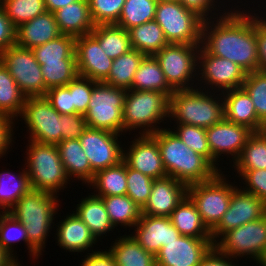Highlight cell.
Wrapping results in <instances>:
<instances>
[{
    "label": "cell",
    "instance_id": "obj_8",
    "mask_svg": "<svg viewBox=\"0 0 266 266\" xmlns=\"http://www.w3.org/2000/svg\"><path fill=\"white\" fill-rule=\"evenodd\" d=\"M126 90L94 81L84 115L89 128L103 129L124 136L123 108Z\"/></svg>",
    "mask_w": 266,
    "mask_h": 266
},
{
    "label": "cell",
    "instance_id": "obj_31",
    "mask_svg": "<svg viewBox=\"0 0 266 266\" xmlns=\"http://www.w3.org/2000/svg\"><path fill=\"white\" fill-rule=\"evenodd\" d=\"M131 90L159 91L168 97L174 90L168 85L159 62L154 56H145L134 74Z\"/></svg>",
    "mask_w": 266,
    "mask_h": 266
},
{
    "label": "cell",
    "instance_id": "obj_53",
    "mask_svg": "<svg viewBox=\"0 0 266 266\" xmlns=\"http://www.w3.org/2000/svg\"><path fill=\"white\" fill-rule=\"evenodd\" d=\"M88 128L85 116L81 114H63L62 141L79 139Z\"/></svg>",
    "mask_w": 266,
    "mask_h": 266
},
{
    "label": "cell",
    "instance_id": "obj_43",
    "mask_svg": "<svg viewBox=\"0 0 266 266\" xmlns=\"http://www.w3.org/2000/svg\"><path fill=\"white\" fill-rule=\"evenodd\" d=\"M0 4L16 28L47 11L44 0H0Z\"/></svg>",
    "mask_w": 266,
    "mask_h": 266
},
{
    "label": "cell",
    "instance_id": "obj_1",
    "mask_svg": "<svg viewBox=\"0 0 266 266\" xmlns=\"http://www.w3.org/2000/svg\"><path fill=\"white\" fill-rule=\"evenodd\" d=\"M246 2L243 6L238 4L233 7L231 4L232 7L221 17L205 20L201 46L209 54L226 58L249 73L258 71L259 66L255 12L265 7L258 4L259 9L255 7L256 10H251L249 6L250 10H247ZM244 6L245 9L241 8Z\"/></svg>",
    "mask_w": 266,
    "mask_h": 266
},
{
    "label": "cell",
    "instance_id": "obj_35",
    "mask_svg": "<svg viewBox=\"0 0 266 266\" xmlns=\"http://www.w3.org/2000/svg\"><path fill=\"white\" fill-rule=\"evenodd\" d=\"M110 221L116 228L131 229L138 223L141 216V208L128 195H114L101 197Z\"/></svg>",
    "mask_w": 266,
    "mask_h": 266
},
{
    "label": "cell",
    "instance_id": "obj_11",
    "mask_svg": "<svg viewBox=\"0 0 266 266\" xmlns=\"http://www.w3.org/2000/svg\"><path fill=\"white\" fill-rule=\"evenodd\" d=\"M200 46L169 43L154 55L168 85L174 91L197 87Z\"/></svg>",
    "mask_w": 266,
    "mask_h": 266
},
{
    "label": "cell",
    "instance_id": "obj_5",
    "mask_svg": "<svg viewBox=\"0 0 266 266\" xmlns=\"http://www.w3.org/2000/svg\"><path fill=\"white\" fill-rule=\"evenodd\" d=\"M168 108L169 97L163 92L127 90L123 108L124 135L128 131L131 135L132 130H140L138 134L143 135L163 129L162 125L168 122Z\"/></svg>",
    "mask_w": 266,
    "mask_h": 266
},
{
    "label": "cell",
    "instance_id": "obj_36",
    "mask_svg": "<svg viewBox=\"0 0 266 266\" xmlns=\"http://www.w3.org/2000/svg\"><path fill=\"white\" fill-rule=\"evenodd\" d=\"M90 34L113 60L132 49L128 31L116 24L96 25Z\"/></svg>",
    "mask_w": 266,
    "mask_h": 266
},
{
    "label": "cell",
    "instance_id": "obj_54",
    "mask_svg": "<svg viewBox=\"0 0 266 266\" xmlns=\"http://www.w3.org/2000/svg\"><path fill=\"white\" fill-rule=\"evenodd\" d=\"M14 122V120L0 114V159L6 158L8 152L12 151V145L14 147L13 143H15L14 139L16 138L14 137V130L16 129Z\"/></svg>",
    "mask_w": 266,
    "mask_h": 266
},
{
    "label": "cell",
    "instance_id": "obj_39",
    "mask_svg": "<svg viewBox=\"0 0 266 266\" xmlns=\"http://www.w3.org/2000/svg\"><path fill=\"white\" fill-rule=\"evenodd\" d=\"M25 98L14 78L0 62V114L18 123L16 120L23 110Z\"/></svg>",
    "mask_w": 266,
    "mask_h": 266
},
{
    "label": "cell",
    "instance_id": "obj_7",
    "mask_svg": "<svg viewBox=\"0 0 266 266\" xmlns=\"http://www.w3.org/2000/svg\"><path fill=\"white\" fill-rule=\"evenodd\" d=\"M214 247L232 259L245 258L256 262L257 266L266 264V215L224 233ZM252 258V259H251Z\"/></svg>",
    "mask_w": 266,
    "mask_h": 266
},
{
    "label": "cell",
    "instance_id": "obj_49",
    "mask_svg": "<svg viewBox=\"0 0 266 266\" xmlns=\"http://www.w3.org/2000/svg\"><path fill=\"white\" fill-rule=\"evenodd\" d=\"M222 1L221 0H179V2L186 9L193 11L200 18H202L204 21L210 20V19H216V18H219L222 15H224L230 9V7H232V6L228 7L226 2L227 3L231 2V3H234L235 5H237L238 3H241L243 6L242 0H240L241 2L236 0L237 3L232 2L233 0H228V1L222 0ZM219 5H221V6H219ZM223 5H225V6H223ZM220 9H223V10H220ZM220 11H222V12H220Z\"/></svg>",
    "mask_w": 266,
    "mask_h": 266
},
{
    "label": "cell",
    "instance_id": "obj_20",
    "mask_svg": "<svg viewBox=\"0 0 266 266\" xmlns=\"http://www.w3.org/2000/svg\"><path fill=\"white\" fill-rule=\"evenodd\" d=\"M78 75L103 82L109 75L113 59L108 57L99 42L91 35L75 37Z\"/></svg>",
    "mask_w": 266,
    "mask_h": 266
},
{
    "label": "cell",
    "instance_id": "obj_14",
    "mask_svg": "<svg viewBox=\"0 0 266 266\" xmlns=\"http://www.w3.org/2000/svg\"><path fill=\"white\" fill-rule=\"evenodd\" d=\"M0 62L26 97L46 95L48 89L45 87L41 65L31 49L15 44L0 54Z\"/></svg>",
    "mask_w": 266,
    "mask_h": 266
},
{
    "label": "cell",
    "instance_id": "obj_48",
    "mask_svg": "<svg viewBox=\"0 0 266 266\" xmlns=\"http://www.w3.org/2000/svg\"><path fill=\"white\" fill-rule=\"evenodd\" d=\"M126 0H88L95 25L117 24Z\"/></svg>",
    "mask_w": 266,
    "mask_h": 266
},
{
    "label": "cell",
    "instance_id": "obj_30",
    "mask_svg": "<svg viewBox=\"0 0 266 266\" xmlns=\"http://www.w3.org/2000/svg\"><path fill=\"white\" fill-rule=\"evenodd\" d=\"M107 248L116 266H156L155 255L144 250L131 234L117 236Z\"/></svg>",
    "mask_w": 266,
    "mask_h": 266
},
{
    "label": "cell",
    "instance_id": "obj_24",
    "mask_svg": "<svg viewBox=\"0 0 266 266\" xmlns=\"http://www.w3.org/2000/svg\"><path fill=\"white\" fill-rule=\"evenodd\" d=\"M224 103V119L248 127L253 132L266 130L259 120L253 102L247 92L241 87L222 92Z\"/></svg>",
    "mask_w": 266,
    "mask_h": 266
},
{
    "label": "cell",
    "instance_id": "obj_27",
    "mask_svg": "<svg viewBox=\"0 0 266 266\" xmlns=\"http://www.w3.org/2000/svg\"><path fill=\"white\" fill-rule=\"evenodd\" d=\"M61 34L79 37L90 34L96 26L88 0H78L54 12Z\"/></svg>",
    "mask_w": 266,
    "mask_h": 266
},
{
    "label": "cell",
    "instance_id": "obj_9",
    "mask_svg": "<svg viewBox=\"0 0 266 266\" xmlns=\"http://www.w3.org/2000/svg\"><path fill=\"white\" fill-rule=\"evenodd\" d=\"M224 172L213 179L188 186L187 195L196 205L203 223L211 231L227 211L232 193L238 186L228 180ZM227 176V177H226Z\"/></svg>",
    "mask_w": 266,
    "mask_h": 266
},
{
    "label": "cell",
    "instance_id": "obj_28",
    "mask_svg": "<svg viewBox=\"0 0 266 266\" xmlns=\"http://www.w3.org/2000/svg\"><path fill=\"white\" fill-rule=\"evenodd\" d=\"M57 148L68 178L72 182L77 180L78 183L81 181L83 185H88L95 172L91 169L79 139L63 140L57 144Z\"/></svg>",
    "mask_w": 266,
    "mask_h": 266
},
{
    "label": "cell",
    "instance_id": "obj_26",
    "mask_svg": "<svg viewBox=\"0 0 266 266\" xmlns=\"http://www.w3.org/2000/svg\"><path fill=\"white\" fill-rule=\"evenodd\" d=\"M91 194L82 197L73 212L90 229L95 239L103 242L101 239H104L107 234L109 236L110 231L113 232L117 228L110 221L103 199Z\"/></svg>",
    "mask_w": 266,
    "mask_h": 266
},
{
    "label": "cell",
    "instance_id": "obj_2",
    "mask_svg": "<svg viewBox=\"0 0 266 266\" xmlns=\"http://www.w3.org/2000/svg\"><path fill=\"white\" fill-rule=\"evenodd\" d=\"M151 135L158 142L167 176L189 186L209 181L219 173L204 156L187 147L168 126Z\"/></svg>",
    "mask_w": 266,
    "mask_h": 266
},
{
    "label": "cell",
    "instance_id": "obj_55",
    "mask_svg": "<svg viewBox=\"0 0 266 266\" xmlns=\"http://www.w3.org/2000/svg\"><path fill=\"white\" fill-rule=\"evenodd\" d=\"M259 13L261 14L259 15ZM262 13L264 11L256 13V40L259 57L258 71L266 72V14L264 13L262 15Z\"/></svg>",
    "mask_w": 266,
    "mask_h": 266
},
{
    "label": "cell",
    "instance_id": "obj_18",
    "mask_svg": "<svg viewBox=\"0 0 266 266\" xmlns=\"http://www.w3.org/2000/svg\"><path fill=\"white\" fill-rule=\"evenodd\" d=\"M135 136L129 146L124 145L123 161L154 180L167 177L156 139L151 134Z\"/></svg>",
    "mask_w": 266,
    "mask_h": 266
},
{
    "label": "cell",
    "instance_id": "obj_29",
    "mask_svg": "<svg viewBox=\"0 0 266 266\" xmlns=\"http://www.w3.org/2000/svg\"><path fill=\"white\" fill-rule=\"evenodd\" d=\"M170 219L173 226L183 236L211 238V231L203 223L196 205L188 195L172 211Z\"/></svg>",
    "mask_w": 266,
    "mask_h": 266
},
{
    "label": "cell",
    "instance_id": "obj_45",
    "mask_svg": "<svg viewBox=\"0 0 266 266\" xmlns=\"http://www.w3.org/2000/svg\"><path fill=\"white\" fill-rule=\"evenodd\" d=\"M242 88L250 96L257 117L266 126V72L247 73Z\"/></svg>",
    "mask_w": 266,
    "mask_h": 266
},
{
    "label": "cell",
    "instance_id": "obj_47",
    "mask_svg": "<svg viewBox=\"0 0 266 266\" xmlns=\"http://www.w3.org/2000/svg\"><path fill=\"white\" fill-rule=\"evenodd\" d=\"M126 178V195L142 209L149 199L154 179L142 174L140 171L130 168L127 164Z\"/></svg>",
    "mask_w": 266,
    "mask_h": 266
},
{
    "label": "cell",
    "instance_id": "obj_33",
    "mask_svg": "<svg viewBox=\"0 0 266 266\" xmlns=\"http://www.w3.org/2000/svg\"><path fill=\"white\" fill-rule=\"evenodd\" d=\"M86 187L92 188L95 192L93 194L98 197L126 195V163L121 161L115 166L97 171Z\"/></svg>",
    "mask_w": 266,
    "mask_h": 266
},
{
    "label": "cell",
    "instance_id": "obj_32",
    "mask_svg": "<svg viewBox=\"0 0 266 266\" xmlns=\"http://www.w3.org/2000/svg\"><path fill=\"white\" fill-rule=\"evenodd\" d=\"M7 169L0 172V213H8L31 188L25 165L17 173Z\"/></svg>",
    "mask_w": 266,
    "mask_h": 266
},
{
    "label": "cell",
    "instance_id": "obj_37",
    "mask_svg": "<svg viewBox=\"0 0 266 266\" xmlns=\"http://www.w3.org/2000/svg\"><path fill=\"white\" fill-rule=\"evenodd\" d=\"M22 241L27 246L29 258L35 263L34 260L41 258V255L28 243L26 228L9 213H0V245L18 263L21 261L18 260L14 246Z\"/></svg>",
    "mask_w": 266,
    "mask_h": 266
},
{
    "label": "cell",
    "instance_id": "obj_44",
    "mask_svg": "<svg viewBox=\"0 0 266 266\" xmlns=\"http://www.w3.org/2000/svg\"><path fill=\"white\" fill-rule=\"evenodd\" d=\"M41 70L47 89L66 86L78 75L76 60L45 62L41 65Z\"/></svg>",
    "mask_w": 266,
    "mask_h": 266
},
{
    "label": "cell",
    "instance_id": "obj_42",
    "mask_svg": "<svg viewBox=\"0 0 266 266\" xmlns=\"http://www.w3.org/2000/svg\"><path fill=\"white\" fill-rule=\"evenodd\" d=\"M157 2L158 0H126L116 25L128 31L155 20Z\"/></svg>",
    "mask_w": 266,
    "mask_h": 266
},
{
    "label": "cell",
    "instance_id": "obj_12",
    "mask_svg": "<svg viewBox=\"0 0 266 266\" xmlns=\"http://www.w3.org/2000/svg\"><path fill=\"white\" fill-rule=\"evenodd\" d=\"M19 119L17 121L26 125L29 140L54 145L62 141L63 114H59L45 96L26 97Z\"/></svg>",
    "mask_w": 266,
    "mask_h": 266
},
{
    "label": "cell",
    "instance_id": "obj_3",
    "mask_svg": "<svg viewBox=\"0 0 266 266\" xmlns=\"http://www.w3.org/2000/svg\"><path fill=\"white\" fill-rule=\"evenodd\" d=\"M57 195L31 189L8 212L26 228L28 243L41 255L61 204ZM60 202V204H59ZM55 216V217H54ZM53 226V227H52Z\"/></svg>",
    "mask_w": 266,
    "mask_h": 266
},
{
    "label": "cell",
    "instance_id": "obj_38",
    "mask_svg": "<svg viewBox=\"0 0 266 266\" xmlns=\"http://www.w3.org/2000/svg\"><path fill=\"white\" fill-rule=\"evenodd\" d=\"M144 57L145 55L136 49L122 54L113 60L109 75L103 82L126 91L130 90L134 74Z\"/></svg>",
    "mask_w": 266,
    "mask_h": 266
},
{
    "label": "cell",
    "instance_id": "obj_16",
    "mask_svg": "<svg viewBox=\"0 0 266 266\" xmlns=\"http://www.w3.org/2000/svg\"><path fill=\"white\" fill-rule=\"evenodd\" d=\"M120 137L122 139L121 134L89 127L79 137L91 169L95 173L123 161L124 144L121 145Z\"/></svg>",
    "mask_w": 266,
    "mask_h": 266
},
{
    "label": "cell",
    "instance_id": "obj_56",
    "mask_svg": "<svg viewBox=\"0 0 266 266\" xmlns=\"http://www.w3.org/2000/svg\"><path fill=\"white\" fill-rule=\"evenodd\" d=\"M16 44V27L6 16L0 4V54Z\"/></svg>",
    "mask_w": 266,
    "mask_h": 266
},
{
    "label": "cell",
    "instance_id": "obj_40",
    "mask_svg": "<svg viewBox=\"0 0 266 266\" xmlns=\"http://www.w3.org/2000/svg\"><path fill=\"white\" fill-rule=\"evenodd\" d=\"M230 166L234 170L266 169V130L253 132Z\"/></svg>",
    "mask_w": 266,
    "mask_h": 266
},
{
    "label": "cell",
    "instance_id": "obj_59",
    "mask_svg": "<svg viewBox=\"0 0 266 266\" xmlns=\"http://www.w3.org/2000/svg\"><path fill=\"white\" fill-rule=\"evenodd\" d=\"M47 12L54 13L60 8H63L71 3H74L78 0H44Z\"/></svg>",
    "mask_w": 266,
    "mask_h": 266
},
{
    "label": "cell",
    "instance_id": "obj_15",
    "mask_svg": "<svg viewBox=\"0 0 266 266\" xmlns=\"http://www.w3.org/2000/svg\"><path fill=\"white\" fill-rule=\"evenodd\" d=\"M252 133L253 131L248 127L229 122L226 119L206 128L208 146L212 154V165L219 172H223L224 168L219 163L222 159L224 160V156L229 158V163L232 165Z\"/></svg>",
    "mask_w": 266,
    "mask_h": 266
},
{
    "label": "cell",
    "instance_id": "obj_52",
    "mask_svg": "<svg viewBox=\"0 0 266 266\" xmlns=\"http://www.w3.org/2000/svg\"><path fill=\"white\" fill-rule=\"evenodd\" d=\"M45 97L59 114H75V107L72 105V93L66 86L48 89Z\"/></svg>",
    "mask_w": 266,
    "mask_h": 266
},
{
    "label": "cell",
    "instance_id": "obj_46",
    "mask_svg": "<svg viewBox=\"0 0 266 266\" xmlns=\"http://www.w3.org/2000/svg\"><path fill=\"white\" fill-rule=\"evenodd\" d=\"M171 130L196 153L204 156L212 164V154L208 146L206 128L189 124H172Z\"/></svg>",
    "mask_w": 266,
    "mask_h": 266
},
{
    "label": "cell",
    "instance_id": "obj_13",
    "mask_svg": "<svg viewBox=\"0 0 266 266\" xmlns=\"http://www.w3.org/2000/svg\"><path fill=\"white\" fill-rule=\"evenodd\" d=\"M197 75L199 77L197 78L198 88L222 93L226 90L241 88L247 72L226 58L209 54L200 46Z\"/></svg>",
    "mask_w": 266,
    "mask_h": 266
},
{
    "label": "cell",
    "instance_id": "obj_23",
    "mask_svg": "<svg viewBox=\"0 0 266 266\" xmlns=\"http://www.w3.org/2000/svg\"><path fill=\"white\" fill-rule=\"evenodd\" d=\"M56 226L57 229L54 237L57 241V246L63 249L64 252L66 250V252H72L73 254L77 252V255L78 253L83 255L81 254L82 252L89 254L96 251L93 248L98 246L97 243L99 241L95 239L90 229L74 212L66 214L63 219L56 223Z\"/></svg>",
    "mask_w": 266,
    "mask_h": 266
},
{
    "label": "cell",
    "instance_id": "obj_58",
    "mask_svg": "<svg viewBox=\"0 0 266 266\" xmlns=\"http://www.w3.org/2000/svg\"><path fill=\"white\" fill-rule=\"evenodd\" d=\"M238 261L239 260L232 259L231 257L220 253L215 247H213L203 258L199 266H239V264H237ZM242 265L243 264L240 266Z\"/></svg>",
    "mask_w": 266,
    "mask_h": 266
},
{
    "label": "cell",
    "instance_id": "obj_51",
    "mask_svg": "<svg viewBox=\"0 0 266 266\" xmlns=\"http://www.w3.org/2000/svg\"><path fill=\"white\" fill-rule=\"evenodd\" d=\"M233 171L236 173L235 177H241L240 183L245 184L242 189L252 193L266 204V169Z\"/></svg>",
    "mask_w": 266,
    "mask_h": 266
},
{
    "label": "cell",
    "instance_id": "obj_17",
    "mask_svg": "<svg viewBox=\"0 0 266 266\" xmlns=\"http://www.w3.org/2000/svg\"><path fill=\"white\" fill-rule=\"evenodd\" d=\"M266 215V204L237 186L231 196L227 211L220 222L211 230V239L215 243L224 233L238 228L248 222L255 221Z\"/></svg>",
    "mask_w": 266,
    "mask_h": 266
},
{
    "label": "cell",
    "instance_id": "obj_25",
    "mask_svg": "<svg viewBox=\"0 0 266 266\" xmlns=\"http://www.w3.org/2000/svg\"><path fill=\"white\" fill-rule=\"evenodd\" d=\"M60 35L54 13L46 11L16 28V44L20 47L33 49Z\"/></svg>",
    "mask_w": 266,
    "mask_h": 266
},
{
    "label": "cell",
    "instance_id": "obj_10",
    "mask_svg": "<svg viewBox=\"0 0 266 266\" xmlns=\"http://www.w3.org/2000/svg\"><path fill=\"white\" fill-rule=\"evenodd\" d=\"M155 21L162 28L168 43L202 44L204 20L180 2L158 1Z\"/></svg>",
    "mask_w": 266,
    "mask_h": 266
},
{
    "label": "cell",
    "instance_id": "obj_22",
    "mask_svg": "<svg viewBox=\"0 0 266 266\" xmlns=\"http://www.w3.org/2000/svg\"><path fill=\"white\" fill-rule=\"evenodd\" d=\"M188 186L173 177L155 179L149 199L141 213L149 216L170 217L172 211L187 195Z\"/></svg>",
    "mask_w": 266,
    "mask_h": 266
},
{
    "label": "cell",
    "instance_id": "obj_60",
    "mask_svg": "<svg viewBox=\"0 0 266 266\" xmlns=\"http://www.w3.org/2000/svg\"><path fill=\"white\" fill-rule=\"evenodd\" d=\"M18 262L0 245V266H15Z\"/></svg>",
    "mask_w": 266,
    "mask_h": 266
},
{
    "label": "cell",
    "instance_id": "obj_41",
    "mask_svg": "<svg viewBox=\"0 0 266 266\" xmlns=\"http://www.w3.org/2000/svg\"><path fill=\"white\" fill-rule=\"evenodd\" d=\"M40 65L45 62H61V60H76L75 37L61 34L43 45L31 49Z\"/></svg>",
    "mask_w": 266,
    "mask_h": 266
},
{
    "label": "cell",
    "instance_id": "obj_57",
    "mask_svg": "<svg viewBox=\"0 0 266 266\" xmlns=\"http://www.w3.org/2000/svg\"><path fill=\"white\" fill-rule=\"evenodd\" d=\"M78 266H116L115 259L112 253L106 248L97 249V251L83 256Z\"/></svg>",
    "mask_w": 266,
    "mask_h": 266
},
{
    "label": "cell",
    "instance_id": "obj_19",
    "mask_svg": "<svg viewBox=\"0 0 266 266\" xmlns=\"http://www.w3.org/2000/svg\"><path fill=\"white\" fill-rule=\"evenodd\" d=\"M213 247L211 238L181 235L159 250L155 256L156 266H199Z\"/></svg>",
    "mask_w": 266,
    "mask_h": 266
},
{
    "label": "cell",
    "instance_id": "obj_61",
    "mask_svg": "<svg viewBox=\"0 0 266 266\" xmlns=\"http://www.w3.org/2000/svg\"><path fill=\"white\" fill-rule=\"evenodd\" d=\"M158 1H173V2H179V0H158Z\"/></svg>",
    "mask_w": 266,
    "mask_h": 266
},
{
    "label": "cell",
    "instance_id": "obj_21",
    "mask_svg": "<svg viewBox=\"0 0 266 266\" xmlns=\"http://www.w3.org/2000/svg\"><path fill=\"white\" fill-rule=\"evenodd\" d=\"M133 230L131 236L144 250L155 256L163 246L181 236L170 217L141 214Z\"/></svg>",
    "mask_w": 266,
    "mask_h": 266
},
{
    "label": "cell",
    "instance_id": "obj_34",
    "mask_svg": "<svg viewBox=\"0 0 266 266\" xmlns=\"http://www.w3.org/2000/svg\"><path fill=\"white\" fill-rule=\"evenodd\" d=\"M132 49L145 56H154L168 45L162 28L155 20L148 21L128 30Z\"/></svg>",
    "mask_w": 266,
    "mask_h": 266
},
{
    "label": "cell",
    "instance_id": "obj_6",
    "mask_svg": "<svg viewBox=\"0 0 266 266\" xmlns=\"http://www.w3.org/2000/svg\"><path fill=\"white\" fill-rule=\"evenodd\" d=\"M26 148L25 169L31 188L58 195L72 185L66 175L57 145L41 144L28 140Z\"/></svg>",
    "mask_w": 266,
    "mask_h": 266
},
{
    "label": "cell",
    "instance_id": "obj_50",
    "mask_svg": "<svg viewBox=\"0 0 266 266\" xmlns=\"http://www.w3.org/2000/svg\"><path fill=\"white\" fill-rule=\"evenodd\" d=\"M66 87L72 93V105L75 107V114L85 115L91 98L94 81L77 75Z\"/></svg>",
    "mask_w": 266,
    "mask_h": 266
},
{
    "label": "cell",
    "instance_id": "obj_4",
    "mask_svg": "<svg viewBox=\"0 0 266 266\" xmlns=\"http://www.w3.org/2000/svg\"><path fill=\"white\" fill-rule=\"evenodd\" d=\"M224 119L221 92L198 87L174 91L169 97L168 122L208 128Z\"/></svg>",
    "mask_w": 266,
    "mask_h": 266
}]
</instances>
